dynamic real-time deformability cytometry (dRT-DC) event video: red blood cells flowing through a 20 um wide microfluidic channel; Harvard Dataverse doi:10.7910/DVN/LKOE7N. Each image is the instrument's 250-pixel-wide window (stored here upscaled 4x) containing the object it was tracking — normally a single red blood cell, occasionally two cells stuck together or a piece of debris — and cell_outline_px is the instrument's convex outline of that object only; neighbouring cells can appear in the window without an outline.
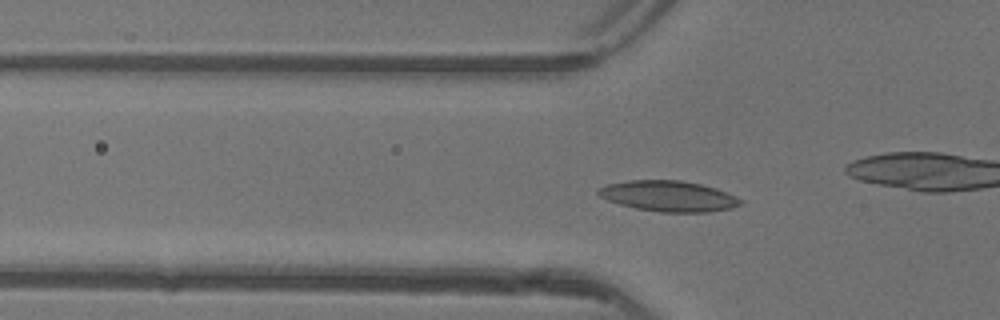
{"species": "common noctule bat (a hibernating species)", "species_latin": "Nyctalus noctula", "temperature_condition": "warm", "stored_images_in_passage": 48, "camera_frame_rate_fps": 3000, "um_per_image_px": 0.085, "animal": {"sex": "female"}, "frame": {"image": 1, "passage_image": 14, "time_ms": 4.333, "image_size_px": [1000, 320], "cell_outline_px": [[744, 204], [732, 208], [708, 212], [660, 212], [636, 208], [620, 204], [608, 200], [600, 196], [596, 192], [600, 188], [608, 184], [628, 180], [680, 180], [700, 184], [716, 188], [736, 196], [744, 200]], "centroid_in_image_um": [56.88, 16.67], "position_along_channel_um": 68.9, "area_um2": 25.43}}
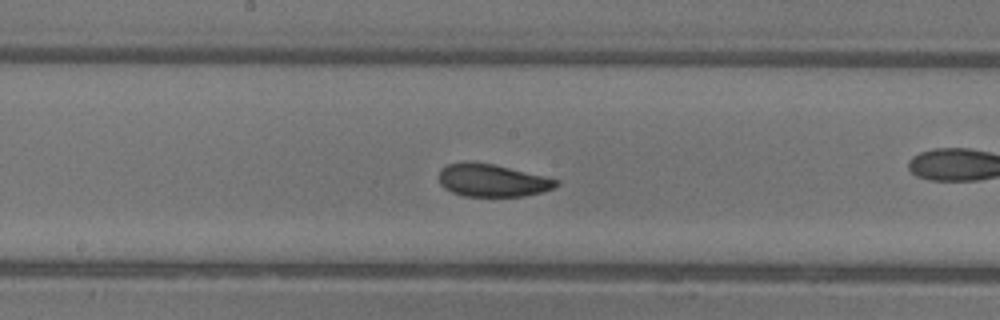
{"frame": {"image": 2, "passage_image": 24, "time_ms": 7.667, "image_size_px": [1000, 320], "cell_outline_px": [[560, 184], [556, 188], [524, 196], [464, 196], [452, 192], [444, 188], [440, 184], [440, 168], [448, 164], [464, 160], [468, 160], [496, 164], [560, 180]], "centroid_in_image_um": [41.84, 15.31], "position_along_channel_um": 206.4, "area_um2": 22.66}}
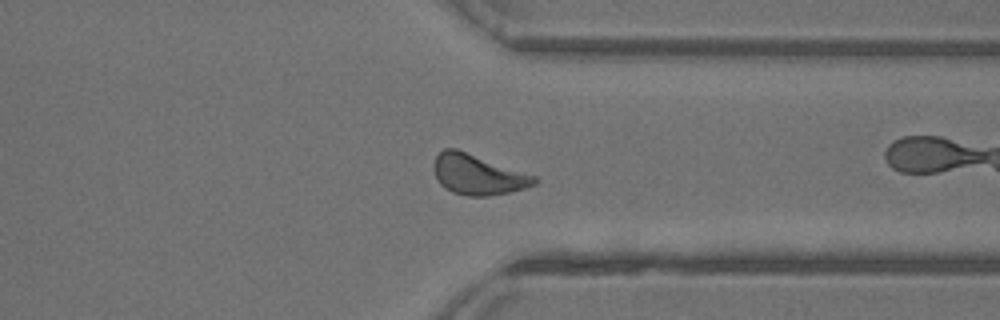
{"frame": {"image": 3, "passage_image": 36, "time_ms": 11.667, "image_size_px": [1000, 320], "cell_outline_px": [[536, 184], [524, 188], [508, 192], [488, 196], [468, 196], [452, 192], [444, 188], [440, 184], [432, 168], [432, 164], [436, 156], [444, 148], [456, 148], [536, 176]], "centroid_in_image_um": [40.57, 14.83], "position_along_channel_um": 370.8, "area_um2": 23.52}, "authors_computed_cell_mechanics": {"area_um2": 22.6576, "velocity_mm_per_s": 4.1259, "shape_relaxation_time_tau1_ms": 2.9119, "shape_relaxation_time_tau2_ms": 1.8523, "deformation_change_tau1": 0.1202, "deformation_change_tau2": 0.0678}}